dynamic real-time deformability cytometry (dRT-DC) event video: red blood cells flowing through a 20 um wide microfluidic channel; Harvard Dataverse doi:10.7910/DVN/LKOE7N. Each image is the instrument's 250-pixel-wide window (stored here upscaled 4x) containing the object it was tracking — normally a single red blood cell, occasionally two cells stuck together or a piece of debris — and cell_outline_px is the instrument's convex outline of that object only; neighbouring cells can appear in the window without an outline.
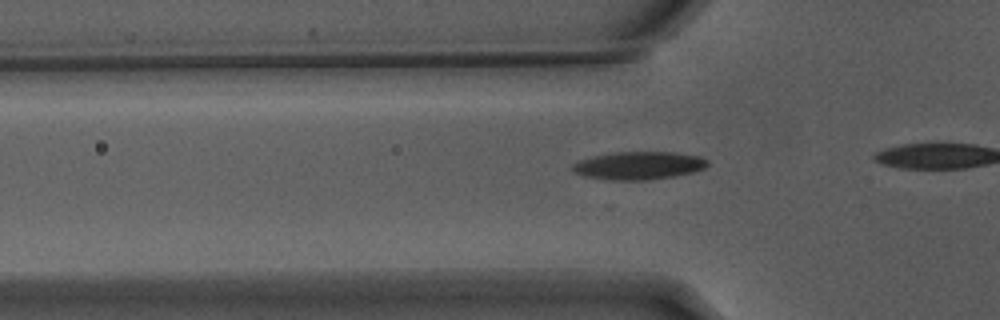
{"species": "Egyptian fruit bat (a non-hibernating species)", "species_latin": "Rousettus aegyptiacus", "temperature_condition": "warm", "stored_images_in_passage": 12, "camera_frame_rate_fps": 3000, "um_per_image_px": 0.085, "animal": {"sex": "male"}, "frame": {"image": 1, "passage_image": 7, "time_ms": 2.0, "image_size_px": [1000, 320], "cell_outline_px": [[708, 164], [704, 168], [692, 172], [676, 176], [648, 180], [612, 180], [584, 176], [572, 172], [572, 164], [580, 160], [592, 156], [616, 152], [676, 152], [700, 156], [708, 160]], "centroid_in_image_um": [54.29, 14.07], "position_along_channel_um": 71.5, "area_um2": 22.08}}